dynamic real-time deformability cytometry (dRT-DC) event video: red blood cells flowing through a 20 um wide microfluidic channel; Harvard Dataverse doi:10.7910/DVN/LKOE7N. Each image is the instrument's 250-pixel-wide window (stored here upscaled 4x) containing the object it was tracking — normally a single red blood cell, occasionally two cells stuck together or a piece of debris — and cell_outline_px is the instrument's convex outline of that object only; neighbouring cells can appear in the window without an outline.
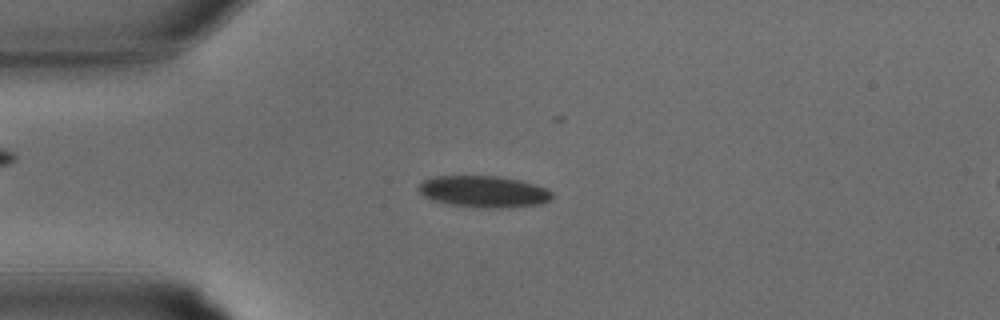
{"species": "common noctule bat (a hibernating species)", "species_latin": "Nyctalus noctula", "temperature_condition": "warm", "stored_images_in_passage": 33, "camera_frame_rate_fps": 3000, "um_per_image_px": 0.085, "animal": {"sex": "male", "body_mass_g": 15.6}, "frame": {"image": 1, "passage_image": 8, "time_ms": 2.333, "image_size_px": [1000, 320], "cell_outline_px": [[552, 196], [548, 200], [540, 204], [500, 208], [484, 208], [448, 204], [432, 200], [424, 196], [416, 188], [424, 180], [432, 176], [500, 176], [520, 180], [536, 184], [548, 188], [552, 192]], "centroid_in_image_um": [41.11, 16.28], "position_along_channel_um": 43.9, "area_um2": 24.68}}
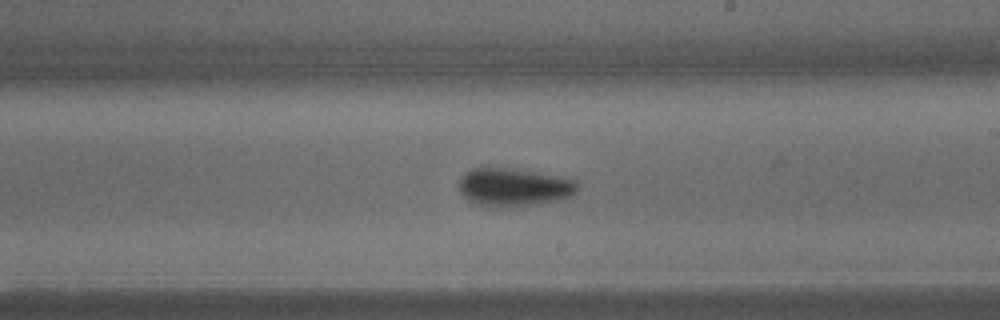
{"frame": {"image": 2, "passage_image": 19, "time_ms": 6.0, "image_size_px": [1000, 320], "cell_outline_px": [[576, 192], [572, 196], [564, 200], [536, 204], [500, 208], [488, 208], [476, 204], [468, 200], [460, 192], [460, 176], [464, 172], [472, 168], [516, 168], [572, 176], [576, 180]], "centroid_in_image_um": [43.74, 15.9], "position_along_channel_um": 245.3, "area_um2": 27.4}}
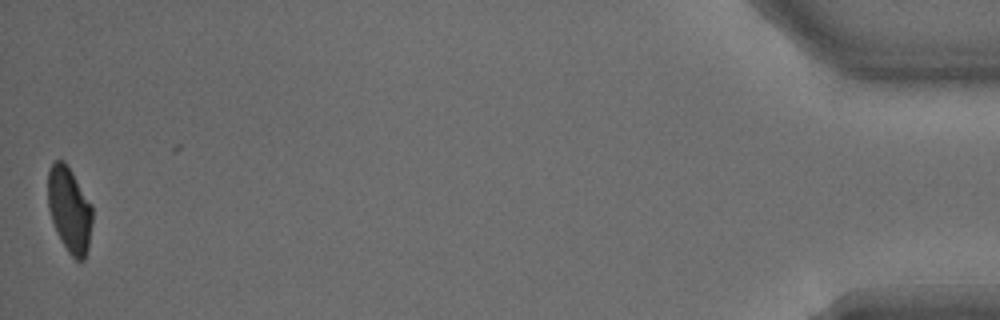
{"frame": {"image": 3, "passage_image": 33, "time_ms": 10.667, "image_size_px": [1000, 320], "cell_outline_px": [[92, 220], [88, 248], [84, 260], [76, 260], [68, 252], [52, 220], [48, 208], [48, 172], [52, 164], [56, 160], [64, 160], [72, 172], [92, 204]], "centroid_in_image_um": [5.91, 17.8], "position_along_channel_um": 429.3, "area_um2": 21.85}}